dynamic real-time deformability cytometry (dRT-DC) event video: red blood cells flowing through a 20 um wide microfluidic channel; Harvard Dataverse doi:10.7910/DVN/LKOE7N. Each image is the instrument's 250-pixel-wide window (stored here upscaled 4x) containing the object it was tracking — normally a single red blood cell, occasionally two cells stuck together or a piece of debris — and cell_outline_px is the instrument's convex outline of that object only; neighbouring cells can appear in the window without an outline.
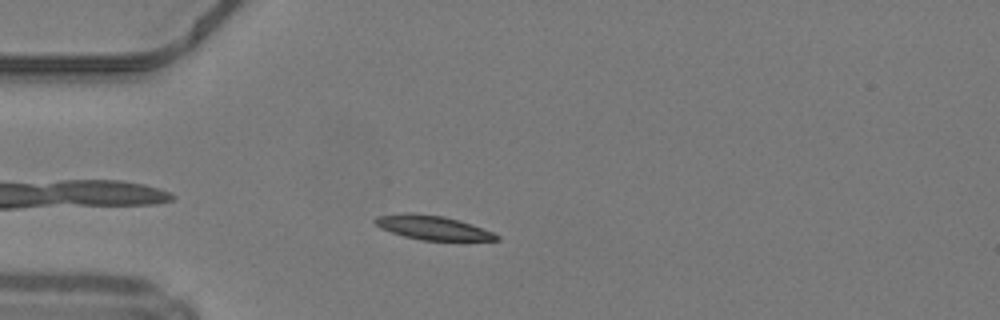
{"species": "common noctule bat (a hibernating species)", "species_latin": "Nyctalus noctula", "temperature_condition": "warm", "stored_images_in_passage": 39, "camera_frame_rate_fps": 3000, "um_per_image_px": 0.085, "animal": {"sex": "male", "body_mass_g": 19.2, "forearm_length_mm": 51.8}, "frame": {"image": 1, "passage_image": 4, "time_ms": 1.0, "image_size_px": [1000, 320], "cell_outline_px": [[500, 240], [420, 240], [404, 236], [380, 228], [372, 220], [376, 216], [400, 212], [412, 212], [444, 216], [460, 220], [472, 224], [492, 232], [500, 236]], "centroid_in_image_um": [36.73, 19.32], "position_along_channel_um": 48.3, "area_um2": 17.22}}
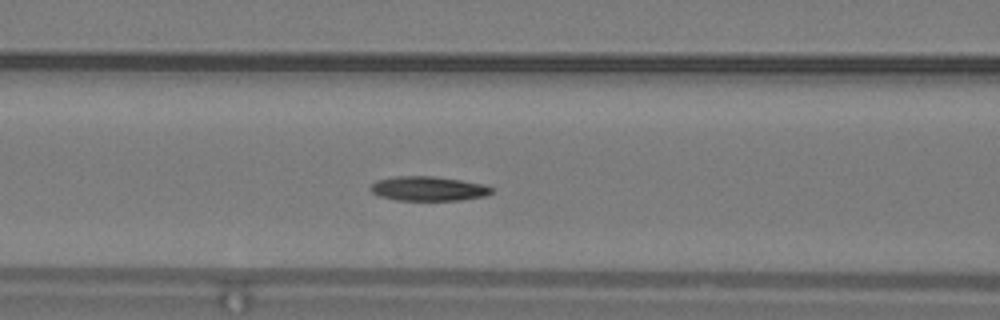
{"frame": {"image": 2, "passage_image": 11, "time_ms": 3.333, "image_size_px": [1000, 320], "cell_outline_px": [[492, 192], [484, 196], [460, 200], [396, 200], [380, 196], [372, 192], [368, 188], [376, 180], [396, 176], [432, 176], [460, 180], [484, 184], [492, 188]], "centroid_in_image_um": [36.37, 16.03], "position_along_channel_um": 130.2, "area_um2": 17.17}}
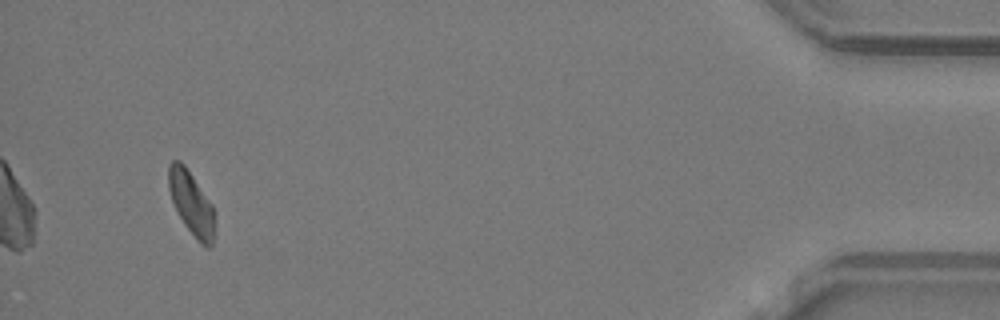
{"frame": {"image": 3, "passage_image": 37, "time_ms": 12.0, "image_size_px": [1000, 320], "cell_outline_px": [[216, 236], [212, 248], [208, 248], [200, 244], [196, 240], [184, 224], [172, 200], [168, 188], [168, 164], [172, 160], [180, 160], [184, 164], [212, 204]], "centroid_in_image_um": [16.29, 17.32], "position_along_channel_um": 418.9, "area_um2": 17.28}, "authors_computed_cell_mechanics": {"area_um2": 17.2822, "velocity_mm_per_s": 4.2071, "shape_relaxation_time_tau1_ms": 5.8522, "shape_relaxation_time_tau2_ms": 7.0617, "deformation_change_tau1": 0.1556, "deformation_change_tau2": 0.1419}}